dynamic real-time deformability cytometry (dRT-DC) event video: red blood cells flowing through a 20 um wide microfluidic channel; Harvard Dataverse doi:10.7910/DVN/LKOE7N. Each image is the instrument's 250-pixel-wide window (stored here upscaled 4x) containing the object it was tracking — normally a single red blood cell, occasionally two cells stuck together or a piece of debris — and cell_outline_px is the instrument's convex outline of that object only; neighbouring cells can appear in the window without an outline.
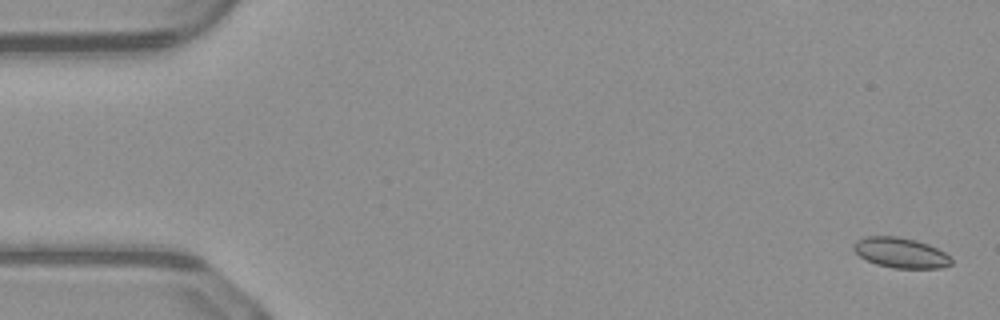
{"species": "common noctule bat (a hibernating species)", "species_latin": "Nyctalus noctula", "temperature_condition": "warm", "stored_images_in_passage": 51, "camera_frame_rate_fps": 3000, "um_per_image_px": 0.085, "animal": {"sex": "male", "body_mass_g": 23.1, "forearm_length_mm": 52.7}, "frame": {"image": 1, "passage_image": 2, "time_ms": 0.333, "image_size_px": [1000, 320], "cell_outline_px": [[952, 264], [940, 268], [892, 268], [876, 264], [860, 256], [852, 248], [856, 240], [864, 236], [896, 236], [916, 240], [928, 244], [944, 252], [952, 260]], "centroid_in_image_um": [76.54, 21.48], "position_along_channel_um": 8.5, "area_um2": 17.17}}
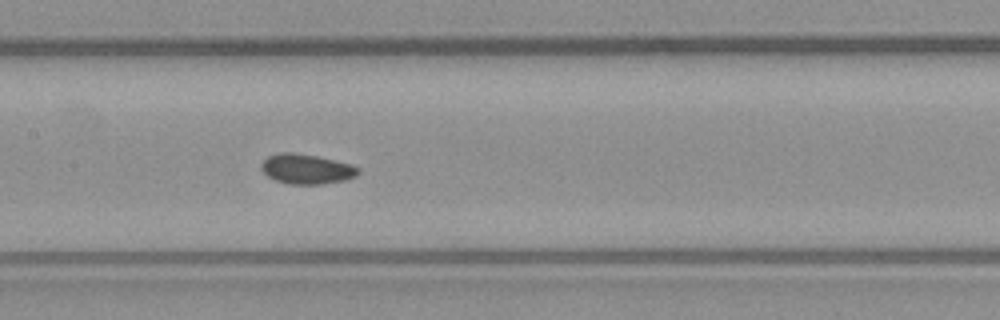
{"frame": {"image": 2, "passage_image": 25, "time_ms": 8.0, "image_size_px": [1000, 320], "cell_outline_px": [[360, 172], [356, 176], [348, 180], [320, 184], [288, 184], [276, 180], [268, 176], [260, 168], [260, 164], [268, 156], [280, 152], [296, 152], [316, 156], [352, 164], [360, 168]], "centroid_in_image_um": [26.08, 14.36], "position_along_channel_um": 181.3, "area_um2": 17.05}}
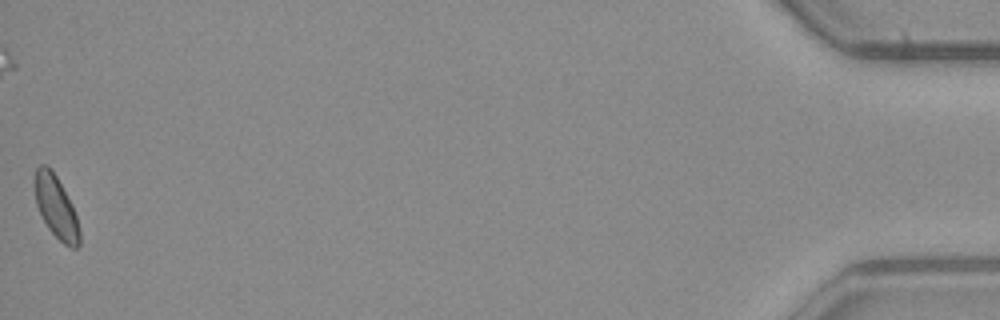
{"frame": {"image": 3, "passage_image": 51, "time_ms": 16.667, "image_size_px": [1000, 320], "cell_outline_px": [[80, 244], [76, 248], [72, 248], [64, 244], [48, 228], [36, 204], [36, 168], [40, 164], [48, 164], [52, 168], [72, 204], [76, 216], [80, 232]], "centroid_in_image_um": [4.79, 17.59], "position_along_channel_um": 430.4, "area_um2": 16.01}, "authors_computed_cell_mechanics": {"area_um2": 16.8198, "velocity_mm_per_s": 4.1083, "shape_relaxation_time_tau1_ms": 3.0581, "shape_relaxation_time_tau2_ms": null, "deformation_change_tau1": 0.0342, "deformation_change_tau2": null}}